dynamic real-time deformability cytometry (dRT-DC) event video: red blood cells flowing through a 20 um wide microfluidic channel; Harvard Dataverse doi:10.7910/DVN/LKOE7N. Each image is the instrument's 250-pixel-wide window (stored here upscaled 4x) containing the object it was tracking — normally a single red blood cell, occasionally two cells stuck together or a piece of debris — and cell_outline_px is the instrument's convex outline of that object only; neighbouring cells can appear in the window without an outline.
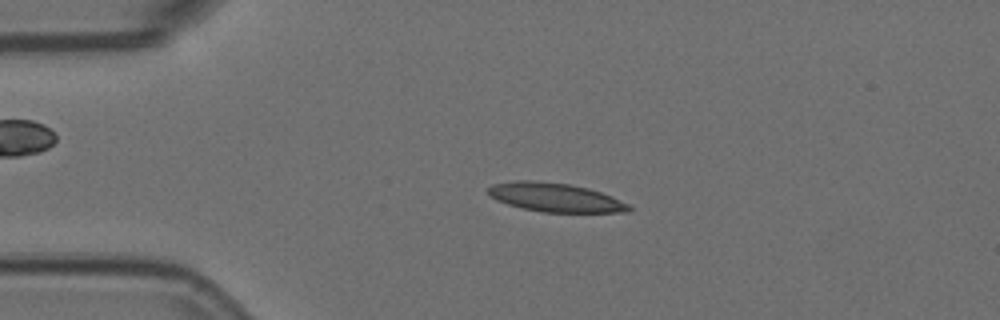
{"species": "Egyptian fruit bat (a non-hibernating species)", "species_latin": "Rousettus aegyptiacus", "temperature_condition": "room temperature", "stored_images_in_passage": 56, "camera_frame_rate_fps": 3000, "um_per_image_px": 0.085, "animal": {"sex": "female"}, "frame": {"image": 1, "passage_image": 12, "time_ms": 3.667, "image_size_px": [1000, 320], "cell_outline_px": [[632, 212], [540, 212], [508, 204], [496, 200], [488, 196], [488, 188], [492, 184], [512, 180], [532, 180], [568, 184], [588, 188], [612, 196], [628, 204], [632, 208]], "centroid_in_image_um": [47.17, 16.78], "position_along_channel_um": 37.8, "area_um2": 23.7}}
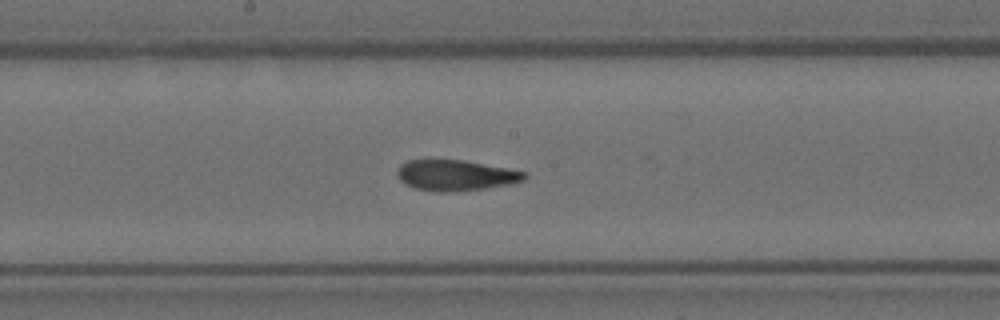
{"frame": {"image": 2, "passage_image": 29, "time_ms": 9.333, "image_size_px": [1000, 320], "cell_outline_px": [[528, 176], [524, 180], [512, 184], [484, 188], [452, 192], [432, 192], [416, 188], [400, 180], [396, 172], [400, 164], [408, 160], [464, 160], [508, 168], [528, 172]], "centroid_in_image_um": [38.77, 14.9], "position_along_channel_um": 209.4, "area_um2": 22.89}}
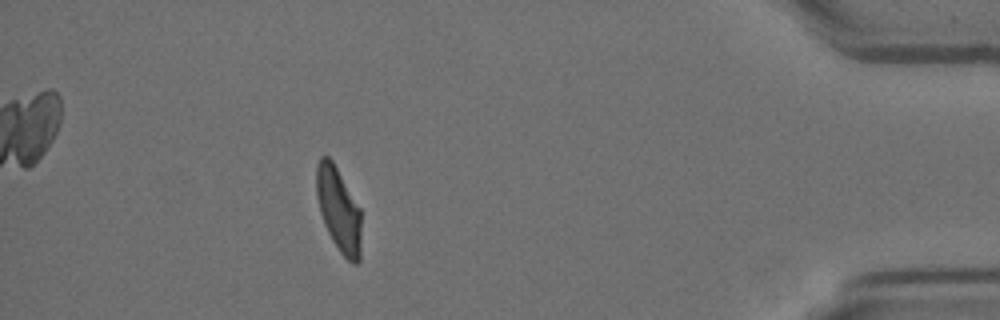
{"frame": {"image": 3, "passage_image": 50, "time_ms": 16.333, "image_size_px": [1000, 320], "cell_outline_px": [[360, 260], [356, 264], [352, 264], [340, 252], [332, 240], [324, 224], [320, 212], [316, 196], [316, 164], [320, 156], [328, 156], [332, 160], [360, 208]], "centroid_in_image_um": [28.76, 17.81], "position_along_channel_um": 406.4, "area_um2": 21.96}, "authors_computed_cell_mechanics": {"area_um2": 23.2067, "velocity_mm_per_s": 3.5694, "shape_relaxation_time_tau1_ms": 7.1921, "shape_relaxation_time_tau2_ms": 2.031, "deformation_change_tau1": 0.1854, "deformation_change_tau2": 0.0963}}